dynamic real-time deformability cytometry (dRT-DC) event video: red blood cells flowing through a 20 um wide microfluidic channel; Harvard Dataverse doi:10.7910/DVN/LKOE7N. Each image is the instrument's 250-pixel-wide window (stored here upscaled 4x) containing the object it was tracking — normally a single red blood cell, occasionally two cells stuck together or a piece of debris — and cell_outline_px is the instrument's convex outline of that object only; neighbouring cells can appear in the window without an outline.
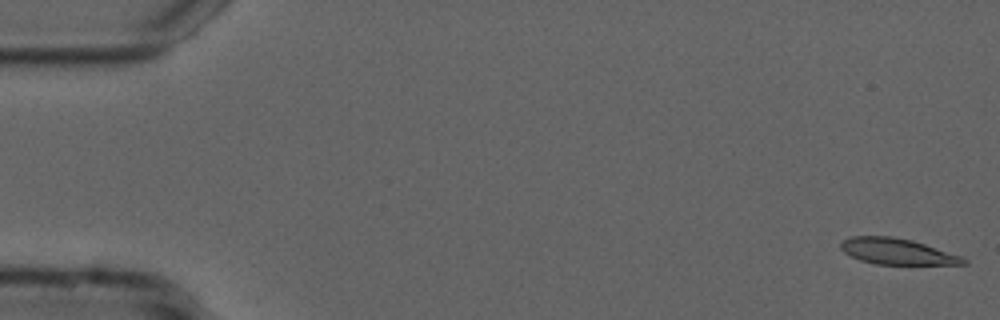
{"species": "common noctule bat (a hibernating species)", "species_latin": "Nyctalus noctula", "temperature_condition": "cold", "stored_images_in_passage": 54, "camera_frame_rate_fps": 3000, "um_per_image_px": 0.085, "animal": {"sex": "male", "forearm_length_mm": 52.5}, "frame": {"image": 1, "passage_image": 1, "time_ms": 0.0, "image_size_px": [1000, 320], "cell_outline_px": [[968, 264], [876, 264], [860, 260], [844, 252], [840, 248], [840, 244], [844, 240], [852, 236], [892, 236], [912, 240], [960, 256], [968, 260]], "centroid_in_image_um": [76.23, 21.37], "position_along_channel_um": 8.8, "area_um2": 18.32}}
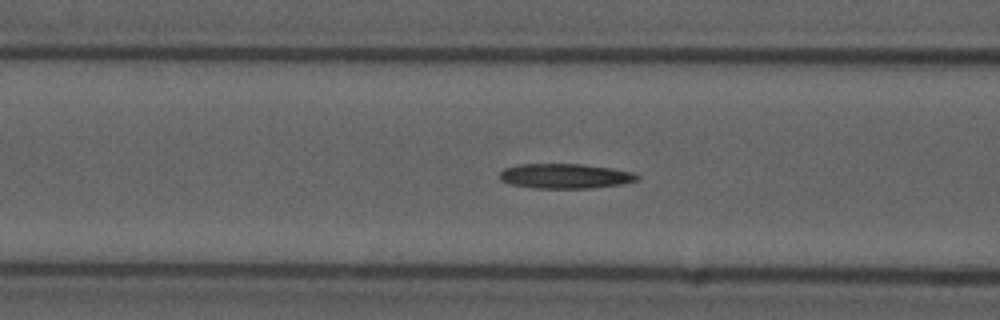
{"frame": {"image": 2, "passage_image": 21, "time_ms": 6.667, "image_size_px": [1000, 320], "cell_outline_px": [[640, 180], [620, 184], [588, 188], [536, 188], [508, 184], [500, 180], [500, 172], [504, 168], [520, 164], [580, 164], [612, 168], [632, 172], [640, 176]], "centroid_in_image_um": [48.02, 14.96], "position_along_channel_um": 118.6, "area_um2": 19.88}}
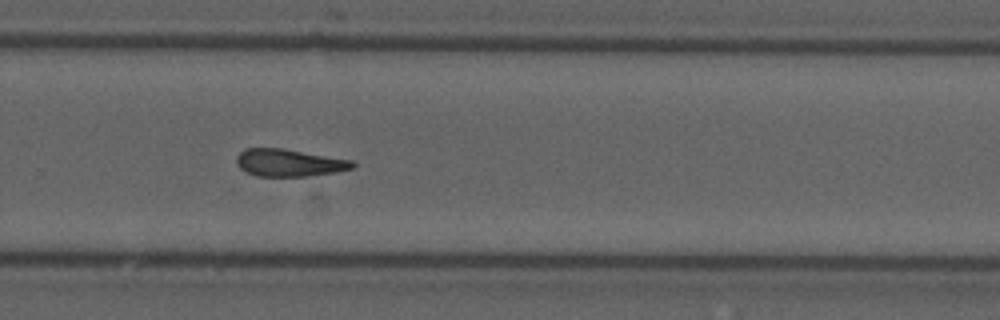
{"frame": {"image": 3, "passage_image": 36, "time_ms": 11.667, "image_size_px": [1000, 320], "cell_outline_px": [[356, 164], [352, 168], [336, 172], [308, 176], [256, 176], [240, 168], [236, 160], [236, 156], [244, 148], [284, 148], [352, 160]], "centroid_in_image_um": [24.57, 13.82], "position_along_channel_um": 305.2, "area_um2": 18.5}, "authors_computed_cell_mechanics": {"area_um2": 19.074, "velocity_mm_per_s": 3.7424, "shape_relaxation_time_tau1_ms": null, "shape_relaxation_time_tau2_ms": 9.5469, "deformation_change_tau1": null, "deformation_change_tau2": 0.2437}}